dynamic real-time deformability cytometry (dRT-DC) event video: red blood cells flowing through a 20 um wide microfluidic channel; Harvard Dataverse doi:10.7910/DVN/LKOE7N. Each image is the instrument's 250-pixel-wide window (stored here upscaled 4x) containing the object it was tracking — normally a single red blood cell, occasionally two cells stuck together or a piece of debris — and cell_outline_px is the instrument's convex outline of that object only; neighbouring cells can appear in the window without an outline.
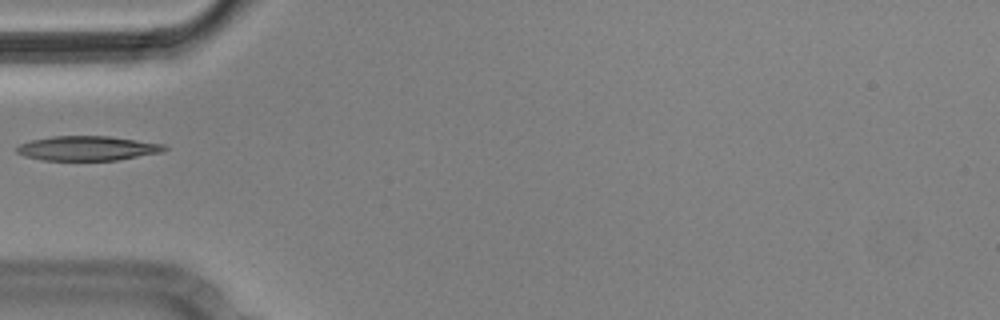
{"species": "Egyptian fruit bat (a non-hibernating species)", "species_latin": "Rousettus aegyptiacus", "temperature_condition": "cold", "stored_images_in_passage": 2, "camera_frame_rate_fps": 3000, "um_per_image_px": 0.085, "animal": {"sex": "male"}, "frame": {"image": 1, "passage_image": 1, "time_ms": 0.0, "image_size_px": [1000, 320], "cell_outline_px": [[168, 148], [164, 152], [116, 160], [40, 160], [24, 156], [16, 152], [16, 148], [20, 144], [32, 140], [52, 136], [108, 136], [164, 144]], "centroid_in_image_um": [7.43, 12.61], "position_along_channel_um": 77.6, "area_um2": 21.1}}